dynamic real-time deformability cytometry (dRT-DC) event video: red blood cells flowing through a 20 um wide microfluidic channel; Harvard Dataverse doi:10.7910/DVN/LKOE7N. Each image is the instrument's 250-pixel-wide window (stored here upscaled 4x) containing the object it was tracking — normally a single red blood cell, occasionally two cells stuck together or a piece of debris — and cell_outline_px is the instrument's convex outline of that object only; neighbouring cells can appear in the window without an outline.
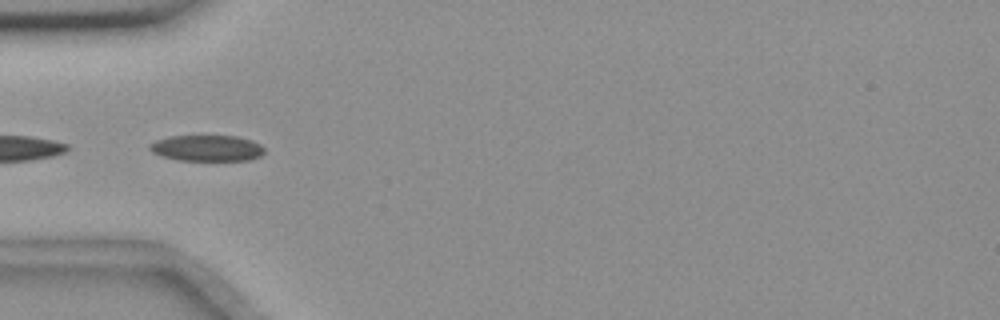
{"species": "common noctule bat (a hibernating species)", "species_latin": "Nyctalus noctula", "temperature_condition": "room temperature", "stored_images_in_passage": 20, "segment_of_instrument_passage": [2, 2], "camera_frame_rate_fps": 3000, "um_per_image_px": 0.085, "animal": {"sex": "female", "body_mass_g": 18.4}, "frame": {"image": 1, "passage_image": 18, "time_ms": 5.667, "image_size_px": [1000, 320], "cell_outline_px": [[264, 152], [260, 156], [248, 160], [176, 160], [160, 156], [152, 152], [148, 148], [148, 144], [156, 140], [168, 136], [236, 136], [252, 140], [260, 144], [264, 148]], "centroid_in_image_um": [17.55, 12.59], "position_along_channel_um": 67.4, "area_um2": 17.51}}